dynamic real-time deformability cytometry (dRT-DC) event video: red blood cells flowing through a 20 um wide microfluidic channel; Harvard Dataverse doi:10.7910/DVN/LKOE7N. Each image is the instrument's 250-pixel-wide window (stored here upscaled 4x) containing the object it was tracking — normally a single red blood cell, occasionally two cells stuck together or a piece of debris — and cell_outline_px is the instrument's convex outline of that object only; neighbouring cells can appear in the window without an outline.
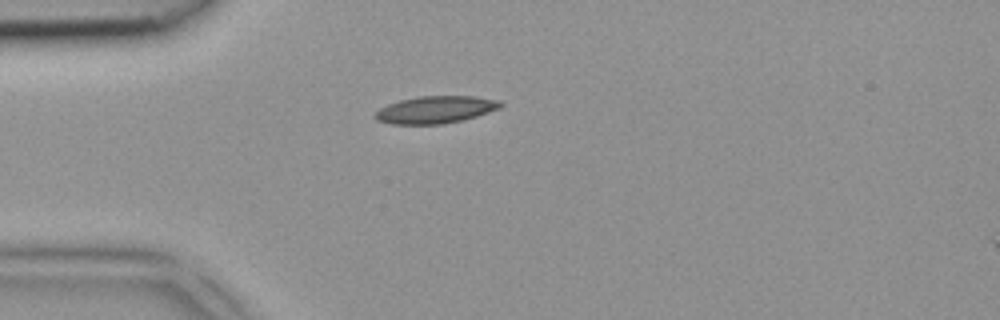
{"species": "common noctule bat (a hibernating species)", "species_latin": "Nyctalus noctula", "temperature_condition": "room temperature", "stored_images_in_passage": 5, "camera_frame_rate_fps": 3000, "um_per_image_px": 0.085, "animal": {"sex": "female", "body_mass_g": 18.4}, "frame": {"image": 1, "passage_image": 5, "time_ms": 1.333, "image_size_px": [1000, 320], "cell_outline_px": [[504, 104], [500, 108], [476, 116], [460, 120], [440, 124], [392, 124], [376, 120], [372, 116], [380, 108], [388, 104], [400, 100], [420, 96], [472, 96], [500, 100]], "centroid_in_image_um": [37.0, 9.32], "position_along_channel_um": 48.0, "area_um2": 19.83}}